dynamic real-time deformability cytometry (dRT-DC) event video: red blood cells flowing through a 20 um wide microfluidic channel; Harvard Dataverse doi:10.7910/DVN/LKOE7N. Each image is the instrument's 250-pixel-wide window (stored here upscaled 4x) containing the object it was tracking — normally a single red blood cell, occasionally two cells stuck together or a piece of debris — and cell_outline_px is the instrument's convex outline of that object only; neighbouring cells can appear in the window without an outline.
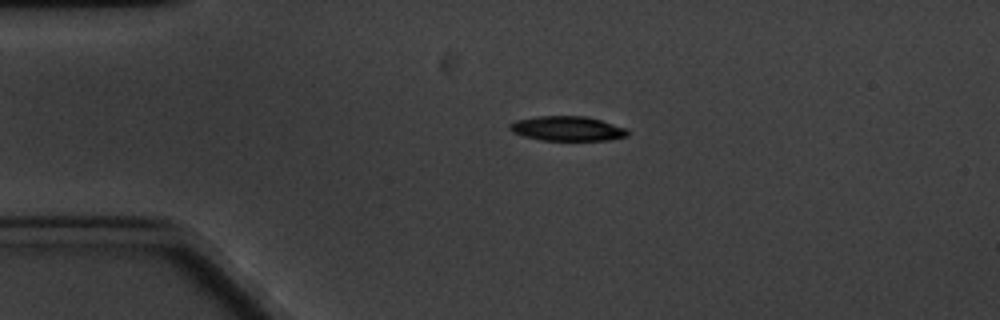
{"species": "common noctule bat (a hibernating species)", "species_latin": "Nyctalus noctula", "temperature_condition": "cold", "stored_images_in_passage": 4, "camera_frame_rate_fps": 3000, "um_per_image_px": 0.085, "animal": {"sex": "male", "body_mass_g": 20.1, "forearm_length_mm": 53.5}, "frame": {"image": 1, "passage_image": 2, "time_ms": 1.333, "image_size_px": [1000, 320], "cell_outline_px": [[628, 136], [608, 140], [544, 140], [524, 136], [512, 132], [508, 128], [508, 124], [516, 120], [536, 116], [584, 116], [600, 120], [628, 128]], "centroid_in_image_um": [48.21, 10.92], "position_along_channel_um": 36.8, "area_um2": 16.94}}
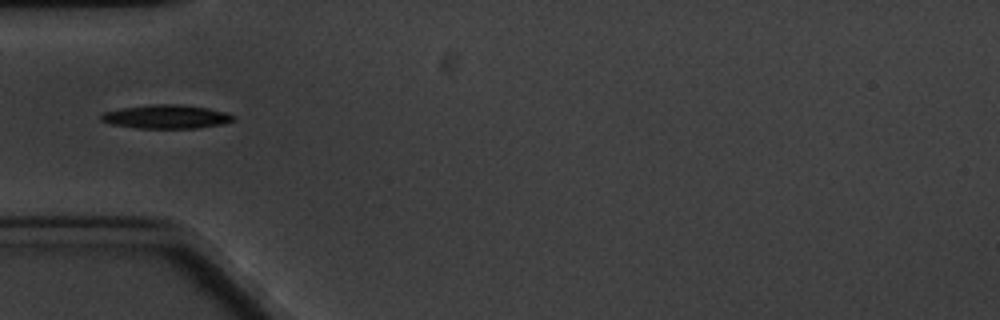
{"frame": {"image": 2, "passage_image": 4, "time_ms": 3.333, "image_size_px": [1000, 320], "cell_outline_px": [[236, 120], [224, 124], [196, 128], [136, 128], [112, 124], [100, 120], [100, 116], [104, 112], [120, 108], [152, 104], [180, 104], [208, 108], [224, 112], [236, 116]], "centroid_in_image_um": [14.16, 9.92], "position_along_channel_um": 70.8, "area_um2": 18.38}}